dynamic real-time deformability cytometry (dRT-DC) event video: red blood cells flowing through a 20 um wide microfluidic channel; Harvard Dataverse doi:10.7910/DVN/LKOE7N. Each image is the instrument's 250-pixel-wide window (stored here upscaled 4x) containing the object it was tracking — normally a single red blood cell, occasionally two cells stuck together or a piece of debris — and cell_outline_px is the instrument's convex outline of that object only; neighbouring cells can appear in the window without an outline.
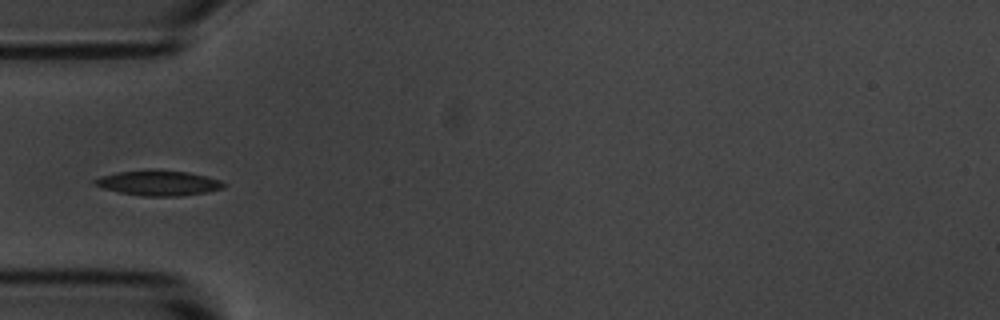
{"species": "common noctule bat (a hibernating species)", "species_latin": "Nyctalus noctula", "temperature_condition": "room temperature", "stored_images_in_passage": 8, "camera_frame_rate_fps": 3000, "um_per_image_px": 0.085, "animal": {"sex": "male", "body_mass_g": 20.1, "forearm_length_mm": 53.5}, "frame": {"image": 1, "passage_image": 5, "time_ms": 4.667, "image_size_px": [1000, 320], "cell_outline_px": [[228, 184], [224, 188], [204, 192], [180, 196], [140, 196], [120, 192], [104, 188], [92, 184], [92, 180], [100, 176], [116, 172], [156, 168], [188, 172], [220, 180]], "centroid_in_image_um": [13.44, 15.53], "position_along_channel_um": 71.6, "area_um2": 19.19}}
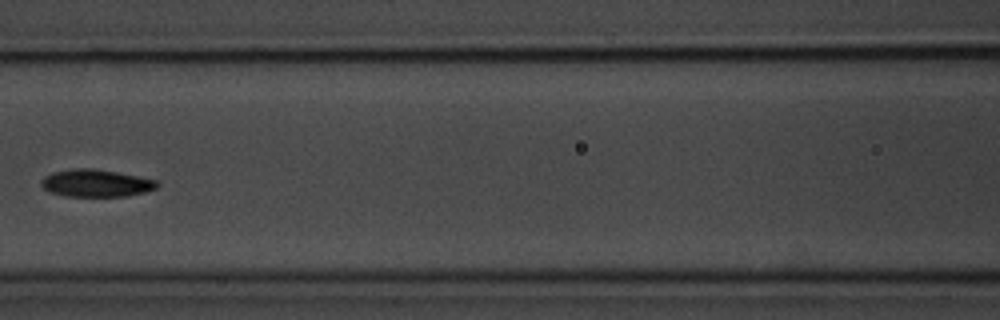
{"frame": {"image": 2, "passage_image": 7, "time_ms": 7.0, "image_size_px": [1000, 320], "cell_outline_px": [[160, 184], [156, 188], [144, 192], [124, 196], [64, 196], [48, 192], [40, 184], [40, 180], [44, 176], [52, 172], [72, 168], [92, 168], [116, 172], [156, 180]], "centroid_in_image_um": [8.1, 15.56], "position_along_channel_um": 158.5, "area_um2": 18.5}}
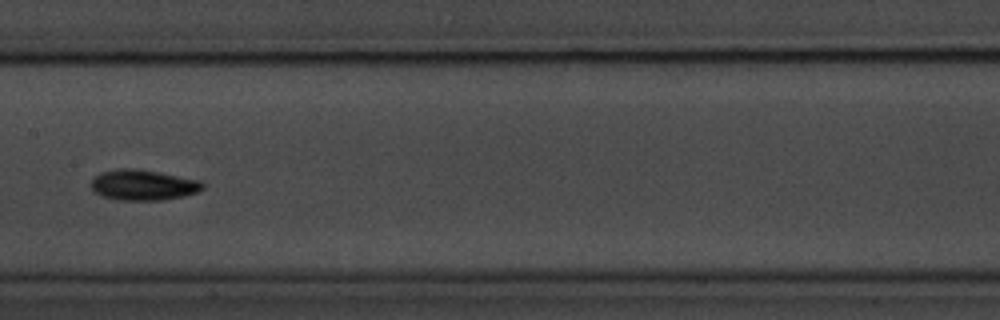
{"frame": {"image": 3, "passage_image": 8, "time_ms": 8.0, "image_size_px": [1000, 320], "cell_outline_px": [[204, 188], [196, 192], [184, 196], [164, 200], [116, 200], [100, 196], [92, 188], [92, 180], [100, 172], [120, 168], [136, 168], [200, 180], [204, 184]], "centroid_in_image_um": [12.16, 15.73], "position_along_channel_um": 195.2, "area_um2": 19.88}}